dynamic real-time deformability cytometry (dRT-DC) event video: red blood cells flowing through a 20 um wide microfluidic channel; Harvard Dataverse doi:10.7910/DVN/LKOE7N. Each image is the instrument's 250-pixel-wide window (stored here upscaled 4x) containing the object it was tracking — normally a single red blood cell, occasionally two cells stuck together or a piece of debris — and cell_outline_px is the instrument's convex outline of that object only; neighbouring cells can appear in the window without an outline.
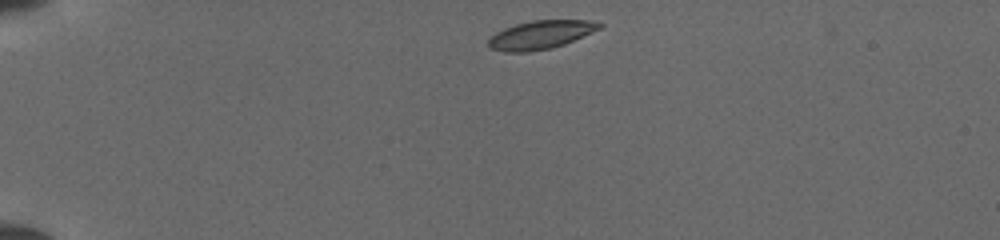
{"species": "common noctule bat (a hibernating species)", "species_latin": "Nyctalus noctula", "temperature_condition": "cold", "stored_images_in_passage": 38, "camera_frame_rate_fps": 3000, "um_per_image_px": 0.085, "animal": {"sex": "female", "body_mass_g": 19.5, "forearm_length_mm": 54.1}, "frame": {"image": 1, "passage_image": 1, "time_ms": 0.0, "image_size_px": [1000, 240], "cell_outline_px": [[604, 24], [600, 28], [592, 32], [564, 44], [552, 48], [528, 52], [504, 52], [488, 48], [488, 40], [496, 32], [504, 28], [516, 24], [532, 20], [592, 20]], "centroid_in_image_um": [45.93, 2.96], "position_along_channel_um": 39.1, "area_um2": 18.44}}
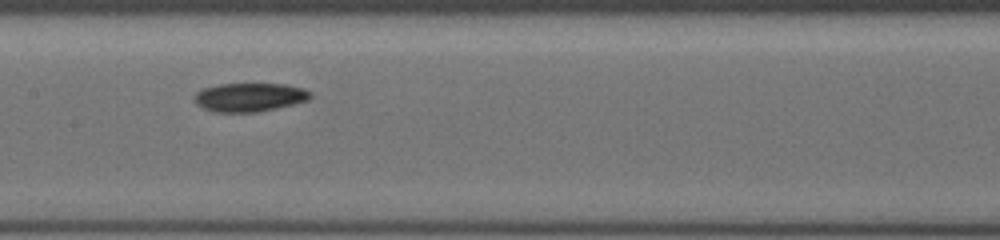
{"frame": {"image": 2, "passage_image": 16, "time_ms": 5.0, "image_size_px": [1000, 240], "cell_outline_px": [[312, 96], [308, 100], [276, 108], [256, 112], [212, 112], [196, 104], [192, 100], [192, 96], [200, 88], [220, 84], [284, 84], [300, 88], [312, 92]], "centroid_in_image_um": [21.13, 8.26], "position_along_channel_um": 186.3, "area_um2": 19.48}}
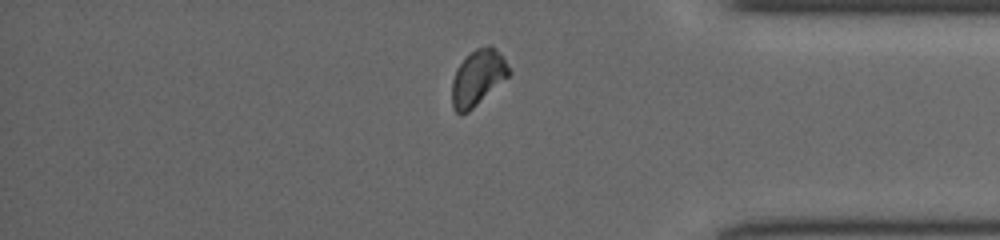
{"frame": {"image": 3, "passage_image": 32, "time_ms": 10.333, "image_size_px": [1000, 240], "cell_outline_px": [[512, 72], [508, 76], [468, 112], [460, 116], [452, 108], [452, 80], [456, 68], [476, 48], [488, 44], [492, 44], [504, 60]], "centroid_in_image_um": [40.59, 6.61], "position_along_channel_um": 394.6, "area_um2": 18.26}}